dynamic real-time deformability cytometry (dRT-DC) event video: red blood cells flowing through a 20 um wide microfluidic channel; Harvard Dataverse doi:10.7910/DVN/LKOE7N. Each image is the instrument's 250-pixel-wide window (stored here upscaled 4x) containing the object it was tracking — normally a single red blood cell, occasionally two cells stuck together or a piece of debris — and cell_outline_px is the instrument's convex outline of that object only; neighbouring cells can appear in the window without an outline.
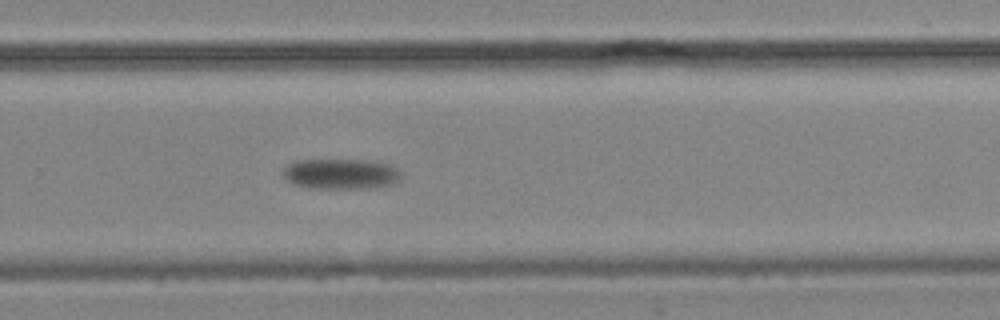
{"species": "common noctule bat (a hibernating species)", "species_latin": "Nyctalus noctula", "temperature_condition": "cold", "stored_images_in_passage": 16, "camera_frame_rate_fps": 3000, "um_per_image_px": 0.085, "animal": {"sex": "male", "body_mass_g": 19.2, "forearm_length_mm": 51.8}, "frame": {"image": 1, "passage_image": 16, "time_ms": 18.667, "image_size_px": [1000, 320], "cell_outline_px": [[400, 180], [392, 184], [360, 188], [316, 188], [296, 184], [288, 180], [284, 176], [284, 168], [288, 164], [296, 160], [368, 160], [392, 164], [400, 172]], "centroid_in_image_um": [29.0, 14.76], "position_along_channel_um": 300.8, "area_um2": 20.63}}